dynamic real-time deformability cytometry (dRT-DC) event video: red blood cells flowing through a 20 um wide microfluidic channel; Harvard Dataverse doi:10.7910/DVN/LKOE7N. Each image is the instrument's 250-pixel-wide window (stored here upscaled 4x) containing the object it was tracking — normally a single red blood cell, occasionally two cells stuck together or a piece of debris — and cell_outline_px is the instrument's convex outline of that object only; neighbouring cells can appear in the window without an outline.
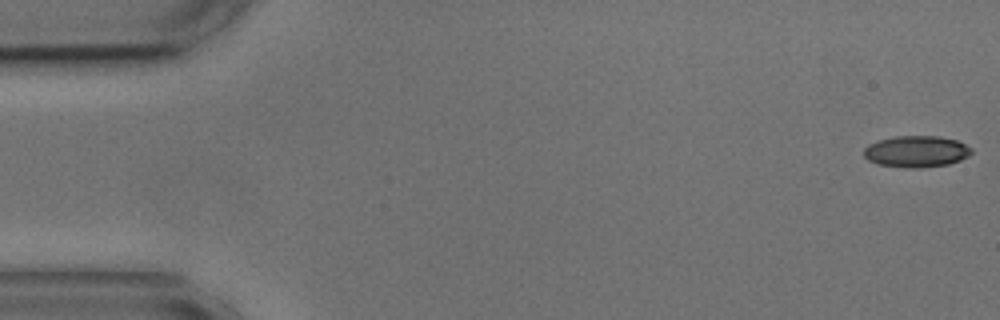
{"species": "common noctule bat (a hibernating species)", "species_latin": "Nyctalus noctula", "temperature_condition": "cold", "stored_images_in_passage": 55, "camera_frame_rate_fps": 3000, "um_per_image_px": 0.085, "animal": {"sex": "male", "body_mass_g": 17.9, "forearm_length_mm": 54.2}, "frame": {"image": 1, "passage_image": 1, "time_ms": 0.0, "image_size_px": [1000, 320], "cell_outline_px": [[972, 152], [968, 156], [960, 160], [948, 164], [920, 168], [904, 168], [876, 164], [868, 160], [864, 156], [864, 148], [868, 144], [880, 140], [896, 136], [940, 136], [956, 140], [972, 148]], "centroid_in_image_um": [77.87, 12.88], "position_along_channel_um": 7.1, "area_um2": 19.83}}
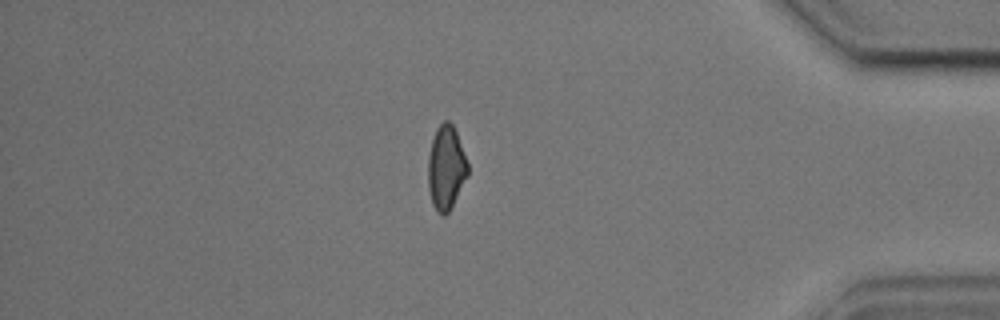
{"frame": {"image": 2, "passage_image": 47, "time_ms": 15.333, "image_size_px": [1000, 320], "cell_outline_px": [[468, 176], [448, 212], [444, 216], [440, 216], [436, 212], [432, 204], [428, 188], [428, 156], [432, 140], [436, 128], [444, 120], [448, 120], [452, 124], [456, 132], [468, 164]], "centroid_in_image_um": [37.9, 14.27], "position_along_channel_um": 397.3, "area_um2": 19.48}}
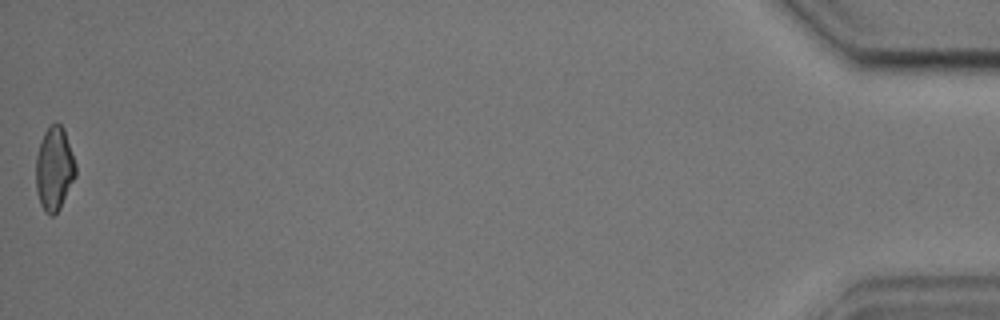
{"frame": {"image": 3, "passage_image": 55, "time_ms": 18.0, "image_size_px": [1000, 320], "cell_outline_px": [[76, 176], [60, 208], [52, 216], [44, 212], [40, 204], [36, 192], [36, 156], [40, 140], [48, 124], [56, 120], [64, 128], [76, 164]], "centroid_in_image_um": [4.6, 14.3], "position_along_channel_um": 430.6, "area_um2": 19.77}, "authors_computed_cell_mechanics": {"area_um2": 20.0566, "velocity_mm_per_s": 3.6073, "shape_relaxation_time_tau1_ms": 2.7364, "shape_relaxation_time_tau2_ms": 3.054, "deformation_change_tau1": 0.0931, "deformation_change_tau2": 0.0817}}